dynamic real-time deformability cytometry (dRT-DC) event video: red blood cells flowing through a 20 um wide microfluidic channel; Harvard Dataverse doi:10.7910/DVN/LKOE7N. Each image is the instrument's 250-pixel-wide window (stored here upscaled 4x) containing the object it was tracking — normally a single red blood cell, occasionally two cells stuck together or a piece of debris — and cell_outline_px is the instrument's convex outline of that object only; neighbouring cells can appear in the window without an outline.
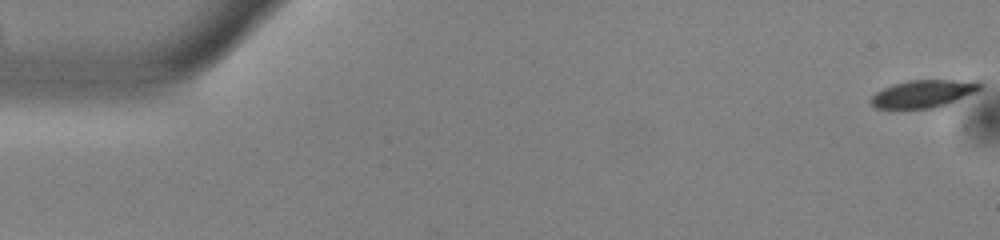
{"species": "common noctule bat (a hibernating species)", "species_latin": "Nyctalus noctula", "temperature_condition": "warm", "stored_images_in_passage": 54, "camera_frame_rate_fps": 3000, "um_per_image_px": 0.085, "animal": {"sex": "male", "body_mass_g": 13.0, "forearm_length_mm": 53.1}, "frame": {"image": 1, "passage_image": 1, "time_ms": 0.0, "image_size_px": [1000, 240], "cell_outline_px": [[980, 88], [940, 108], [876, 108], [868, 100], [876, 92], [892, 84], [908, 80], [980, 80]], "centroid_in_image_um": [78.45, 7.96], "position_along_channel_um": 6.5, "area_um2": 17.46}}
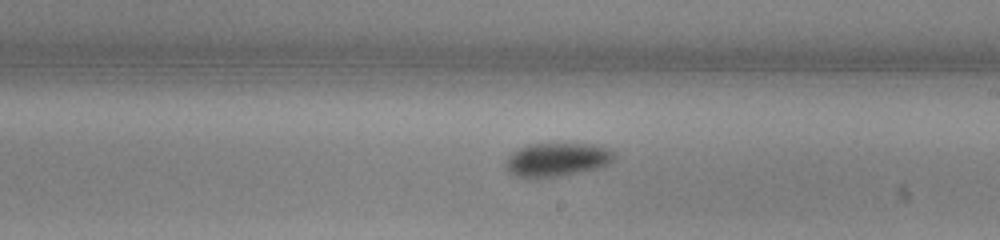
{"frame": {"image": 2, "passage_image": 31, "time_ms": 10.0, "image_size_px": [1000, 240], "cell_outline_px": [[616, 156], [608, 164], [600, 168], [556, 176], [516, 176], [504, 168], [504, 164], [508, 156], [512, 152], [528, 144], [592, 144], [608, 148], [616, 152]], "centroid_in_image_um": [47.37, 13.54], "position_along_channel_um": 241.6, "area_um2": 20.98}}
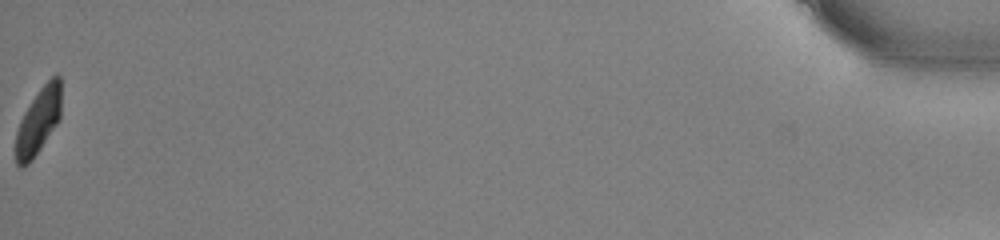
{"frame": {"image": 3, "passage_image": 54, "time_ms": 17.667, "image_size_px": [1000, 240], "cell_outline_px": [[60, 120], [32, 160], [28, 164], [20, 168], [16, 164], [16, 132], [20, 120], [24, 112], [40, 88], [56, 72], [60, 76]], "centroid_in_image_um": [3.26, 10.3], "position_along_channel_um": 431.9, "area_um2": 17.46}, "authors_computed_cell_mechanics": {"area_um2": 19.4208, "velocity_mm_per_s": 3.8603, "shape_relaxation_time_tau1_ms": 2.0295, "shape_relaxation_time_tau2_ms": null, "deformation_change_tau1": 0.1087, "deformation_change_tau2": null}}